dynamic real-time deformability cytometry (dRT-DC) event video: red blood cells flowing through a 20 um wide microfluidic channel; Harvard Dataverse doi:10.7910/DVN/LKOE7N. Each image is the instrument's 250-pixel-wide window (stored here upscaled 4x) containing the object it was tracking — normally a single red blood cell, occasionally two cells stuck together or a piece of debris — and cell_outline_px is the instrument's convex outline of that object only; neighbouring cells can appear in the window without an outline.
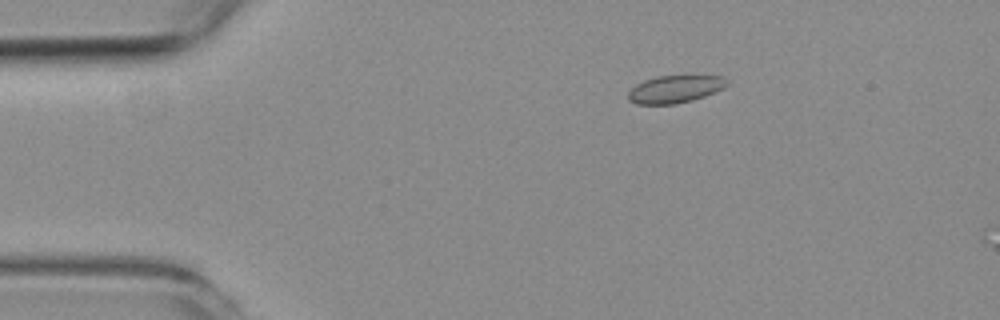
{"species": "common noctule bat (a hibernating species)", "species_latin": "Nyctalus noctula", "temperature_condition": "room temperature", "stored_images_in_passage": 12, "camera_frame_rate_fps": 3000, "um_per_image_px": 0.085, "animal": {"sex": "female", "body_mass_g": 19.3, "forearm_length_mm": 54.1}, "frame": {"image": 1, "passage_image": 10, "time_ms": 3.0, "image_size_px": [1000, 320], "cell_outline_px": [[728, 84], [724, 88], [704, 96], [692, 100], [676, 104], [636, 104], [628, 100], [628, 92], [636, 84], [644, 80], [656, 76], [688, 72], [724, 76], [728, 80]], "centroid_in_image_um": [57.44, 7.5], "position_along_channel_um": 27.6, "area_um2": 16.82}}